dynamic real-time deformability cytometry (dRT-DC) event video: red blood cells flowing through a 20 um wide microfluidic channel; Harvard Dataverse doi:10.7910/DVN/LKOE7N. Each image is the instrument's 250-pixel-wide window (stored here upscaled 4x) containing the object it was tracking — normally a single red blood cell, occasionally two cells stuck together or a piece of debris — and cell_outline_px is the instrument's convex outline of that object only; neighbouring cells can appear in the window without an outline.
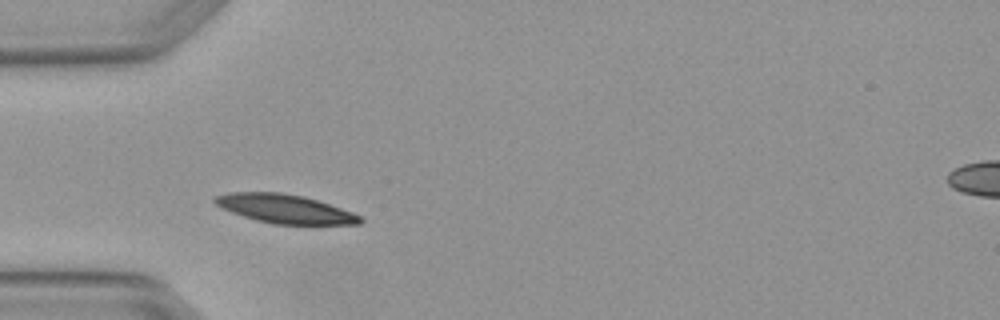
{"species": "Egyptian fruit bat (a non-hibernating species)", "species_latin": "Rousettus aegyptiacus", "temperature_condition": "warm", "stored_images_in_passage": 4, "camera_frame_rate_fps": 3000, "um_per_image_px": 0.085, "animal": {"sex": "female"}, "frame": {"image": 1, "passage_image": 3, "time_ms": 0.667, "image_size_px": [1000, 320], "cell_outline_px": [[364, 220], [360, 224], [272, 224], [256, 220], [220, 208], [212, 200], [216, 196], [228, 192], [280, 192], [304, 196], [352, 212], [360, 216]], "centroid_in_image_um": [24.18, 17.74], "position_along_channel_um": 60.8, "area_um2": 24.22}}
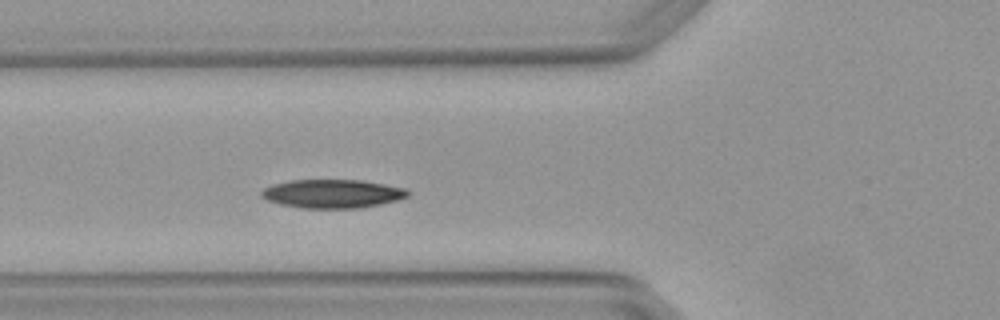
{"frame": {"image": 2, "passage_image": 4, "time_ms": 1.0, "image_size_px": [1000, 320], "cell_outline_px": [[408, 196], [396, 200], [380, 204], [360, 208], [300, 208], [280, 204], [268, 200], [260, 196], [260, 192], [264, 188], [272, 184], [292, 180], [360, 180], [384, 184], [404, 188], [408, 192]], "centroid_in_image_um": [28.21, 16.47], "position_along_channel_um": 97.6, "area_um2": 24.28}}